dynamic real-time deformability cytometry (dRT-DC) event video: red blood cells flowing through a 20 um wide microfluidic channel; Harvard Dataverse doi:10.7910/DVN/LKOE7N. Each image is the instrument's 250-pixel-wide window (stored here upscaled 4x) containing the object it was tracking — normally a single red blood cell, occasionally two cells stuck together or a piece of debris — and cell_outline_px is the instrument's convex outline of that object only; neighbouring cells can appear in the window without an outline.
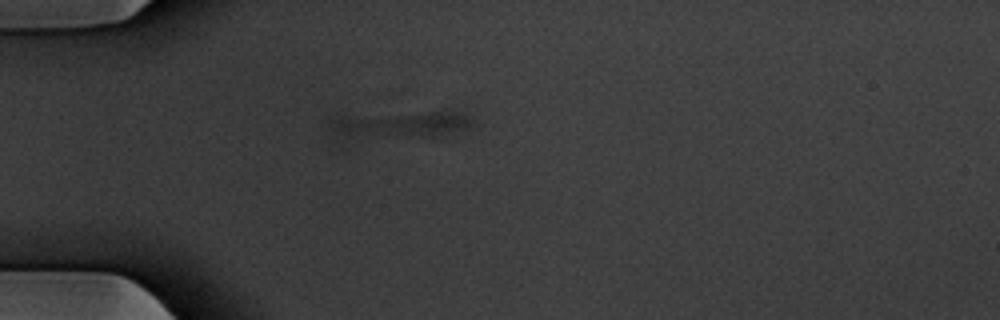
{"species": "common noctule bat (a hibernating species)", "species_latin": "Nyctalus noctula", "temperature_condition": "warm", "stored_images_in_passage": 8, "segment_of_instrument_passage": [1, 2], "camera_frame_rate_fps": 3000, "um_per_image_px": 0.085, "animal": {"sex": "male", "body_mass_g": 20.1, "forearm_length_mm": 53.5}, "frame": {"image": 1, "passage_image": 4, "time_ms": 1.0, "image_size_px": [1000, 320], "cell_outline_px": [[476, 124], [468, 128], [440, 136], [344, 148], [340, 148], [328, 132], [328, 120], [336, 116], [444, 108], [448, 108], [464, 112], [476, 120]], "centroid_in_image_um": [33.68, 10.74], "position_along_channel_um": 51.3, "area_um2": 28.78}}